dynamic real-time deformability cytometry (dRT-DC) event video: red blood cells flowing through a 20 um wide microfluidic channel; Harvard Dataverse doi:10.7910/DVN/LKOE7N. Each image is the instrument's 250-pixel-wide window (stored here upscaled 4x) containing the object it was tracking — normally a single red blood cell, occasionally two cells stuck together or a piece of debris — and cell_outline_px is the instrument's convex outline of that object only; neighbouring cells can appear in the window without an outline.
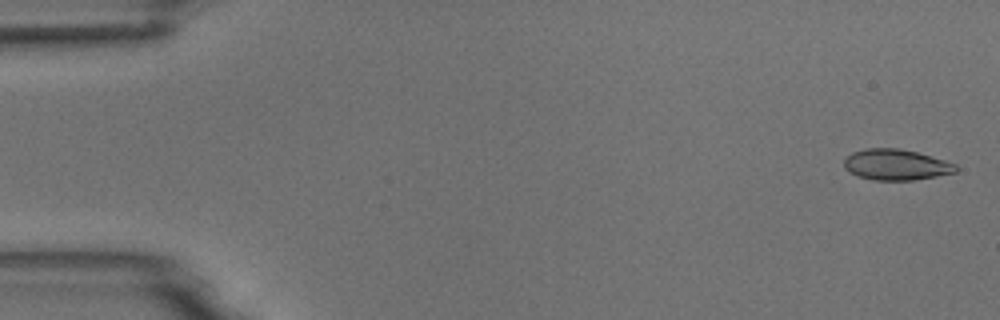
{"species": "common noctule bat (a hibernating species)", "species_latin": "Nyctalus noctula", "temperature_condition": "room temperature", "stored_images_in_passage": 4, "camera_frame_rate_fps": 3000, "um_per_image_px": 0.085, "animal": {"sex": "male", "body_mass_g": 18.8}, "frame": {"image": 1, "passage_image": 1, "time_ms": 0.0, "image_size_px": [1000, 320], "cell_outline_px": [[960, 168], [956, 172], [936, 176], [912, 180], [872, 180], [856, 176], [844, 168], [844, 160], [852, 152], [864, 148], [900, 148], [916, 152], [944, 160], [956, 164]], "centroid_in_image_um": [76.15, 14.0], "position_along_channel_um": 8.9, "area_um2": 20.17}}
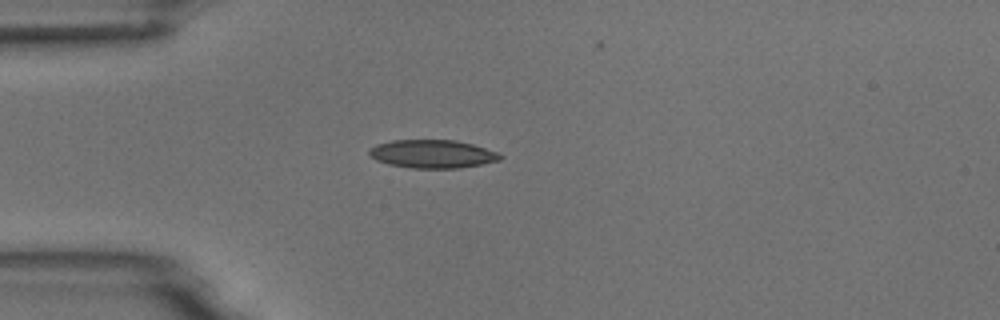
{"frame": {"image": 2, "passage_image": 4, "time_ms": 4.333, "image_size_px": [1000, 320], "cell_outline_px": [[504, 156], [500, 160], [460, 168], [412, 168], [388, 164], [376, 160], [368, 152], [376, 144], [392, 140], [456, 140], [472, 144], [500, 152]], "centroid_in_image_um": [36.8, 13.08], "position_along_channel_um": 48.2, "area_um2": 21.56}}